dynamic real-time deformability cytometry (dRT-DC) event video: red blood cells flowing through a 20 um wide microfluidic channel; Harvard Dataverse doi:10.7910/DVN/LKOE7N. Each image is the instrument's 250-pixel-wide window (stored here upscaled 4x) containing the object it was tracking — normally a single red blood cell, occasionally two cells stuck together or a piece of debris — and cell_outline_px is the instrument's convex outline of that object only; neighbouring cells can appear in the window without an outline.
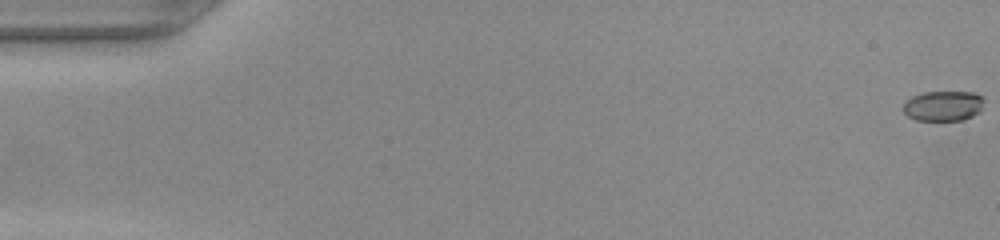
{"species": "common noctule bat (a hibernating species)", "species_latin": "Nyctalus noctula", "temperature_condition": "warm", "stored_images_in_passage": 51, "camera_frame_rate_fps": 3000, "um_per_image_px": 0.085, "animal": {"sex": "female", "body_mass_g": 22.0, "forearm_length_mm": 56.7}, "frame": {"image": 1, "passage_image": 1, "time_ms": 0.0, "image_size_px": [1000, 240], "cell_outline_px": [[984, 100], [980, 112], [972, 116], [960, 120], [916, 120], [908, 116], [904, 112], [904, 100], [912, 96], [924, 92], [972, 92], [984, 96]], "centroid_in_image_um": [80.19, 8.99], "position_along_channel_um": 4.8, "area_um2": 14.28}}
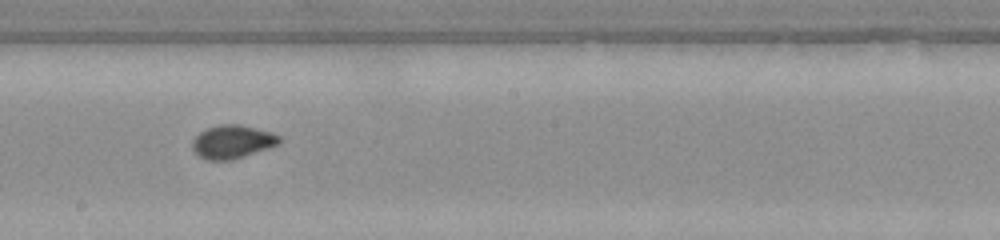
{"frame": {"image": 2, "passage_image": 29, "time_ms": 9.333, "image_size_px": [1000, 240], "cell_outline_px": [[280, 140], [276, 144], [268, 148], [232, 160], [204, 160], [192, 148], [192, 140], [200, 132], [208, 128], [220, 124], [240, 124], [272, 132], [280, 136]], "centroid_in_image_um": [19.73, 12.05], "position_along_channel_um": 228.5, "area_um2": 16.76}}
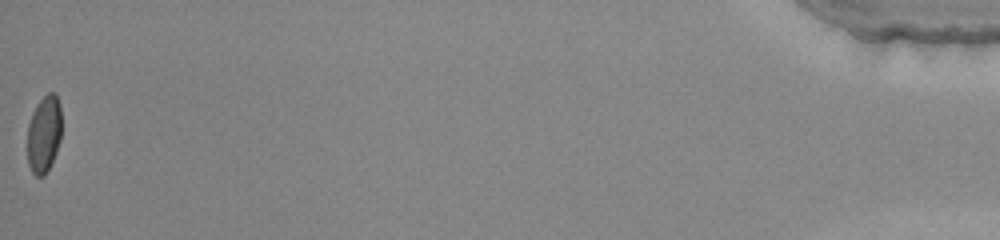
{"frame": {"image": 3, "passage_image": 51, "time_ms": 16.667, "image_size_px": [1000, 240], "cell_outline_px": [[60, 140], [56, 152], [44, 176], [36, 176], [32, 172], [28, 164], [28, 124], [32, 112], [40, 100], [48, 92], [56, 92], [60, 108]], "centroid_in_image_um": [3.73, 11.38], "position_along_channel_um": 431.5, "area_um2": 15.2}}